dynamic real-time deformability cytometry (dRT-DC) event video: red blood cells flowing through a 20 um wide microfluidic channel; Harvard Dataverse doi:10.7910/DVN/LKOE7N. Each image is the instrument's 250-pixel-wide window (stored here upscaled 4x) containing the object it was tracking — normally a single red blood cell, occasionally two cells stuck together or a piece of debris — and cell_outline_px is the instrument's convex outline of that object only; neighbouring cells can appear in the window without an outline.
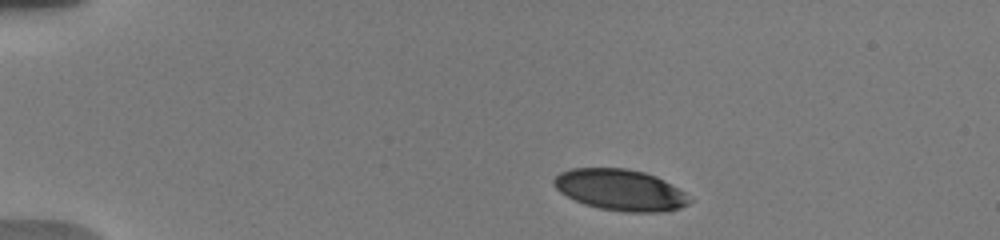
{"species": "human", "species_latin": "Homo sapiens", "temperature_condition": "warm", "stored_images_in_passage": 3, "camera_frame_rate_fps": 3000, "um_per_image_px": 0.085, "donor": {"sex": "male"}, "frame": {"image": 1, "passage_image": 1, "time_ms": 0.0, "image_size_px": [1000, 240], "cell_outline_px": [[692, 200], [688, 204], [680, 208], [660, 212], [624, 212], [600, 208], [584, 204], [560, 192], [556, 188], [552, 180], [560, 172], [572, 168], [628, 168], [644, 172], [656, 176], [664, 180], [684, 192]], "centroid_in_image_um": [52.73, 16.14], "position_along_channel_um": 32.3, "area_um2": 32.48}}